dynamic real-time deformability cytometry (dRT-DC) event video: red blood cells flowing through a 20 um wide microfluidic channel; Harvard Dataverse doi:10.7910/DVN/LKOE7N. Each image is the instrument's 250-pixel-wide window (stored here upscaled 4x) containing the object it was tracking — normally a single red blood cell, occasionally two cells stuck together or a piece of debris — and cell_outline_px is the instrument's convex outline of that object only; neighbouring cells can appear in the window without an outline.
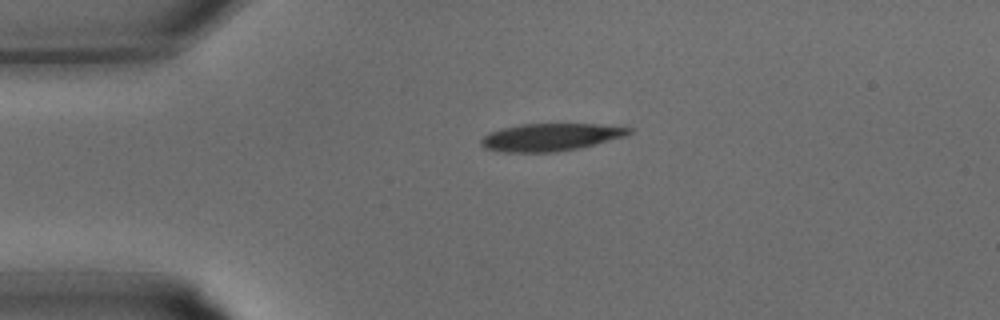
{"species": "common noctule bat (a hibernating species)", "species_latin": "Nyctalus noctula", "temperature_condition": "warm", "stored_images_in_passage": 26, "camera_frame_rate_fps": 3000, "um_per_image_px": 0.085, "animal": {"sex": "male", "body_mass_g": 15.6}, "frame": {"image": 1, "passage_image": 1, "time_ms": 0.0, "image_size_px": [1000, 320], "cell_outline_px": [[632, 132], [624, 136], [580, 148], [556, 152], [500, 152], [484, 148], [480, 144], [480, 140], [484, 136], [500, 128], [520, 124], [600, 124], [632, 128]], "centroid_in_image_um": [46.76, 11.66], "position_along_channel_um": 38.2, "area_um2": 23.7}}
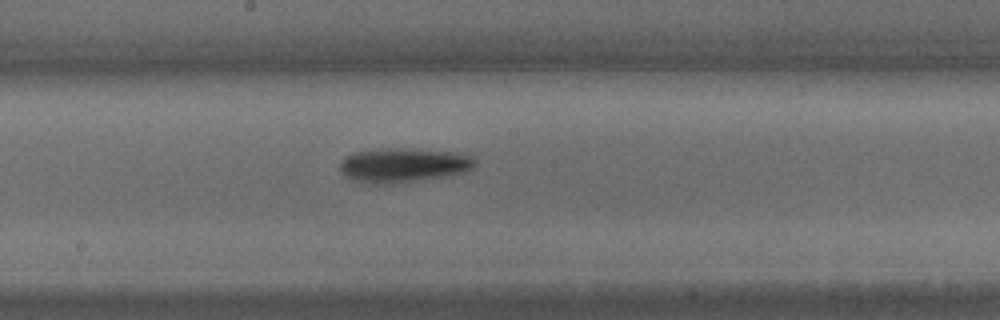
{"frame": {"image": 2, "passage_image": 11, "time_ms": 3.333, "image_size_px": [1000, 320], "cell_outline_px": [[476, 164], [472, 168], [464, 172], [448, 176], [392, 184], [372, 184], [352, 180], [344, 176], [340, 168], [340, 160], [344, 156], [352, 152], [388, 148], [420, 148], [456, 152], [472, 156], [476, 160]], "centroid_in_image_um": [34.28, 14.03], "position_along_channel_um": 213.9, "area_um2": 27.63}}
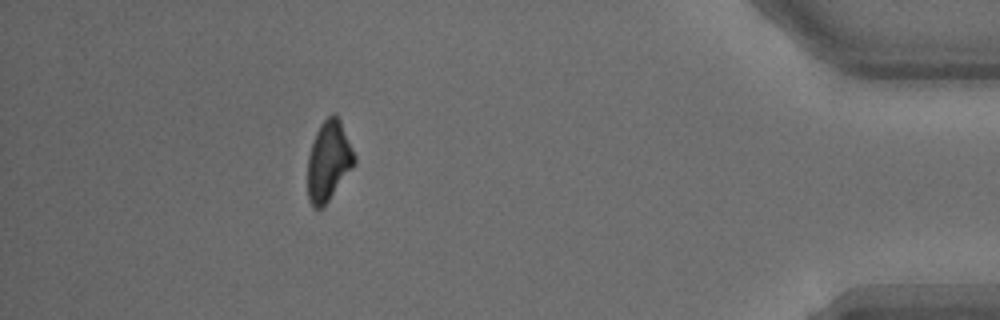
{"frame": {"image": 3, "passage_image": 23, "time_ms": 7.333, "image_size_px": [1000, 320], "cell_outline_px": [[356, 164], [328, 200], [320, 208], [312, 208], [308, 200], [308, 156], [316, 132], [320, 124], [332, 112], [336, 112], [340, 120], [356, 156]], "centroid_in_image_um": [27.94, 13.66], "position_along_channel_um": 407.3, "area_um2": 21.73}}